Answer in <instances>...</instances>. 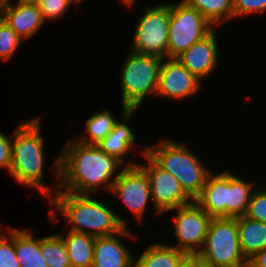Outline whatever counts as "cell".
Returning <instances> with one entry per match:
<instances>
[{
    "mask_svg": "<svg viewBox=\"0 0 266 267\" xmlns=\"http://www.w3.org/2000/svg\"><path fill=\"white\" fill-rule=\"evenodd\" d=\"M65 145L52 164V168L56 170L55 179L59 181L58 184L51 183L56 186L54 193L66 191L92 195L104 184L105 188L111 190L120 173L119 171L114 177L122 166L120 161L106 154L97 145H85L75 139L68 140Z\"/></svg>",
    "mask_w": 266,
    "mask_h": 267,
    "instance_id": "obj_1",
    "label": "cell"
},
{
    "mask_svg": "<svg viewBox=\"0 0 266 267\" xmlns=\"http://www.w3.org/2000/svg\"><path fill=\"white\" fill-rule=\"evenodd\" d=\"M50 197V204L56 206L70 224V231L93 237L108 236L127 227L125 220L111 210L110 201L102 203L91 195H80L57 191Z\"/></svg>",
    "mask_w": 266,
    "mask_h": 267,
    "instance_id": "obj_2",
    "label": "cell"
},
{
    "mask_svg": "<svg viewBox=\"0 0 266 267\" xmlns=\"http://www.w3.org/2000/svg\"><path fill=\"white\" fill-rule=\"evenodd\" d=\"M38 117L19 124L12 135V165L10 175L27 187L52 197V189L44 185V139Z\"/></svg>",
    "mask_w": 266,
    "mask_h": 267,
    "instance_id": "obj_3",
    "label": "cell"
},
{
    "mask_svg": "<svg viewBox=\"0 0 266 267\" xmlns=\"http://www.w3.org/2000/svg\"><path fill=\"white\" fill-rule=\"evenodd\" d=\"M147 148V155L164 171L178 179L183 191L195 200L202 192L211 172L186 145L162 140Z\"/></svg>",
    "mask_w": 266,
    "mask_h": 267,
    "instance_id": "obj_4",
    "label": "cell"
},
{
    "mask_svg": "<svg viewBox=\"0 0 266 267\" xmlns=\"http://www.w3.org/2000/svg\"><path fill=\"white\" fill-rule=\"evenodd\" d=\"M162 58L130 51L121 68L122 117L130 120L149 94L156 95Z\"/></svg>",
    "mask_w": 266,
    "mask_h": 267,
    "instance_id": "obj_5",
    "label": "cell"
},
{
    "mask_svg": "<svg viewBox=\"0 0 266 267\" xmlns=\"http://www.w3.org/2000/svg\"><path fill=\"white\" fill-rule=\"evenodd\" d=\"M198 255L215 267H247L239 245L237 218H212Z\"/></svg>",
    "mask_w": 266,
    "mask_h": 267,
    "instance_id": "obj_6",
    "label": "cell"
},
{
    "mask_svg": "<svg viewBox=\"0 0 266 267\" xmlns=\"http://www.w3.org/2000/svg\"><path fill=\"white\" fill-rule=\"evenodd\" d=\"M214 30L210 22L195 8L169 2L168 58H177L194 43Z\"/></svg>",
    "mask_w": 266,
    "mask_h": 267,
    "instance_id": "obj_7",
    "label": "cell"
},
{
    "mask_svg": "<svg viewBox=\"0 0 266 267\" xmlns=\"http://www.w3.org/2000/svg\"><path fill=\"white\" fill-rule=\"evenodd\" d=\"M169 3L147 7L135 26L133 52L168 58Z\"/></svg>",
    "mask_w": 266,
    "mask_h": 267,
    "instance_id": "obj_8",
    "label": "cell"
},
{
    "mask_svg": "<svg viewBox=\"0 0 266 267\" xmlns=\"http://www.w3.org/2000/svg\"><path fill=\"white\" fill-rule=\"evenodd\" d=\"M172 211L177 212L174 219V233L178 244L174 247L186 254L197 255L204 246L212 217L194 200L167 213Z\"/></svg>",
    "mask_w": 266,
    "mask_h": 267,
    "instance_id": "obj_9",
    "label": "cell"
},
{
    "mask_svg": "<svg viewBox=\"0 0 266 267\" xmlns=\"http://www.w3.org/2000/svg\"><path fill=\"white\" fill-rule=\"evenodd\" d=\"M147 165H138L145 171L150 185L151 199L157 215L189 204L193 200L183 191L177 178L160 168L148 155L147 148L142 150Z\"/></svg>",
    "mask_w": 266,
    "mask_h": 267,
    "instance_id": "obj_10",
    "label": "cell"
},
{
    "mask_svg": "<svg viewBox=\"0 0 266 267\" xmlns=\"http://www.w3.org/2000/svg\"><path fill=\"white\" fill-rule=\"evenodd\" d=\"M139 219H142L150 200V185L145 171L136 163L130 162L120 170L110 190Z\"/></svg>",
    "mask_w": 266,
    "mask_h": 267,
    "instance_id": "obj_11",
    "label": "cell"
},
{
    "mask_svg": "<svg viewBox=\"0 0 266 267\" xmlns=\"http://www.w3.org/2000/svg\"><path fill=\"white\" fill-rule=\"evenodd\" d=\"M166 60L163 59L160 66L156 96L180 100L197 93L201 88V80L176 58Z\"/></svg>",
    "mask_w": 266,
    "mask_h": 267,
    "instance_id": "obj_12",
    "label": "cell"
},
{
    "mask_svg": "<svg viewBox=\"0 0 266 267\" xmlns=\"http://www.w3.org/2000/svg\"><path fill=\"white\" fill-rule=\"evenodd\" d=\"M130 228L124 227L120 232L108 236L95 237L92 267H132L134 257L130 249L124 246L121 238H137L130 232Z\"/></svg>",
    "mask_w": 266,
    "mask_h": 267,
    "instance_id": "obj_13",
    "label": "cell"
},
{
    "mask_svg": "<svg viewBox=\"0 0 266 267\" xmlns=\"http://www.w3.org/2000/svg\"><path fill=\"white\" fill-rule=\"evenodd\" d=\"M216 29L202 40L194 43L176 59L192 74L202 81L214 72L219 54L216 40Z\"/></svg>",
    "mask_w": 266,
    "mask_h": 267,
    "instance_id": "obj_14",
    "label": "cell"
},
{
    "mask_svg": "<svg viewBox=\"0 0 266 267\" xmlns=\"http://www.w3.org/2000/svg\"><path fill=\"white\" fill-rule=\"evenodd\" d=\"M8 1L0 5V17L20 37L28 39L38 32L44 20L37 5L12 4Z\"/></svg>",
    "mask_w": 266,
    "mask_h": 267,
    "instance_id": "obj_15",
    "label": "cell"
},
{
    "mask_svg": "<svg viewBox=\"0 0 266 267\" xmlns=\"http://www.w3.org/2000/svg\"><path fill=\"white\" fill-rule=\"evenodd\" d=\"M194 201L212 218L226 217V171L216 175L210 173Z\"/></svg>",
    "mask_w": 266,
    "mask_h": 267,
    "instance_id": "obj_16",
    "label": "cell"
},
{
    "mask_svg": "<svg viewBox=\"0 0 266 267\" xmlns=\"http://www.w3.org/2000/svg\"><path fill=\"white\" fill-rule=\"evenodd\" d=\"M237 229L240 249L247 261L266 248V223L241 216L237 217Z\"/></svg>",
    "mask_w": 266,
    "mask_h": 267,
    "instance_id": "obj_17",
    "label": "cell"
},
{
    "mask_svg": "<svg viewBox=\"0 0 266 267\" xmlns=\"http://www.w3.org/2000/svg\"><path fill=\"white\" fill-rule=\"evenodd\" d=\"M253 191V182H246L226 171V217L244 216Z\"/></svg>",
    "mask_w": 266,
    "mask_h": 267,
    "instance_id": "obj_18",
    "label": "cell"
},
{
    "mask_svg": "<svg viewBox=\"0 0 266 267\" xmlns=\"http://www.w3.org/2000/svg\"><path fill=\"white\" fill-rule=\"evenodd\" d=\"M126 122H119L114 124V127L109 131L104 139H102L97 146L106 154L115 157L122 164L126 162L125 155L129 153L135 141V134L132 129L125 124Z\"/></svg>",
    "mask_w": 266,
    "mask_h": 267,
    "instance_id": "obj_19",
    "label": "cell"
},
{
    "mask_svg": "<svg viewBox=\"0 0 266 267\" xmlns=\"http://www.w3.org/2000/svg\"><path fill=\"white\" fill-rule=\"evenodd\" d=\"M29 230L14 228L16 257L21 267H48L41 254V237L34 238Z\"/></svg>",
    "mask_w": 266,
    "mask_h": 267,
    "instance_id": "obj_20",
    "label": "cell"
},
{
    "mask_svg": "<svg viewBox=\"0 0 266 267\" xmlns=\"http://www.w3.org/2000/svg\"><path fill=\"white\" fill-rule=\"evenodd\" d=\"M59 235L65 243L71 267H92L95 237L70 230L66 237Z\"/></svg>",
    "mask_w": 266,
    "mask_h": 267,
    "instance_id": "obj_21",
    "label": "cell"
},
{
    "mask_svg": "<svg viewBox=\"0 0 266 267\" xmlns=\"http://www.w3.org/2000/svg\"><path fill=\"white\" fill-rule=\"evenodd\" d=\"M187 254L173 245L154 243L134 260L135 267H178Z\"/></svg>",
    "mask_w": 266,
    "mask_h": 267,
    "instance_id": "obj_22",
    "label": "cell"
},
{
    "mask_svg": "<svg viewBox=\"0 0 266 267\" xmlns=\"http://www.w3.org/2000/svg\"><path fill=\"white\" fill-rule=\"evenodd\" d=\"M197 9L209 22L215 26L233 18V0H183Z\"/></svg>",
    "mask_w": 266,
    "mask_h": 267,
    "instance_id": "obj_23",
    "label": "cell"
},
{
    "mask_svg": "<svg viewBox=\"0 0 266 267\" xmlns=\"http://www.w3.org/2000/svg\"><path fill=\"white\" fill-rule=\"evenodd\" d=\"M117 120L109 110L96 112L85 121L86 132L89 136L76 140L85 145H97L113 129Z\"/></svg>",
    "mask_w": 266,
    "mask_h": 267,
    "instance_id": "obj_24",
    "label": "cell"
},
{
    "mask_svg": "<svg viewBox=\"0 0 266 267\" xmlns=\"http://www.w3.org/2000/svg\"><path fill=\"white\" fill-rule=\"evenodd\" d=\"M41 254L48 267H71L65 243L59 234L41 238Z\"/></svg>",
    "mask_w": 266,
    "mask_h": 267,
    "instance_id": "obj_25",
    "label": "cell"
},
{
    "mask_svg": "<svg viewBox=\"0 0 266 267\" xmlns=\"http://www.w3.org/2000/svg\"><path fill=\"white\" fill-rule=\"evenodd\" d=\"M21 42L20 37L0 17V58L5 61L11 59Z\"/></svg>",
    "mask_w": 266,
    "mask_h": 267,
    "instance_id": "obj_26",
    "label": "cell"
},
{
    "mask_svg": "<svg viewBox=\"0 0 266 267\" xmlns=\"http://www.w3.org/2000/svg\"><path fill=\"white\" fill-rule=\"evenodd\" d=\"M0 224V267H21L15 253L14 228L8 234L1 232Z\"/></svg>",
    "mask_w": 266,
    "mask_h": 267,
    "instance_id": "obj_27",
    "label": "cell"
},
{
    "mask_svg": "<svg viewBox=\"0 0 266 267\" xmlns=\"http://www.w3.org/2000/svg\"><path fill=\"white\" fill-rule=\"evenodd\" d=\"M244 216L266 223V188L263 185L253 191Z\"/></svg>",
    "mask_w": 266,
    "mask_h": 267,
    "instance_id": "obj_28",
    "label": "cell"
},
{
    "mask_svg": "<svg viewBox=\"0 0 266 267\" xmlns=\"http://www.w3.org/2000/svg\"><path fill=\"white\" fill-rule=\"evenodd\" d=\"M79 3L78 0H41L38 7L40 9L44 22L61 18L73 3Z\"/></svg>",
    "mask_w": 266,
    "mask_h": 267,
    "instance_id": "obj_29",
    "label": "cell"
},
{
    "mask_svg": "<svg viewBox=\"0 0 266 267\" xmlns=\"http://www.w3.org/2000/svg\"><path fill=\"white\" fill-rule=\"evenodd\" d=\"M265 11L266 0H233V19Z\"/></svg>",
    "mask_w": 266,
    "mask_h": 267,
    "instance_id": "obj_30",
    "label": "cell"
},
{
    "mask_svg": "<svg viewBox=\"0 0 266 267\" xmlns=\"http://www.w3.org/2000/svg\"><path fill=\"white\" fill-rule=\"evenodd\" d=\"M12 165V138L0 131V168L10 173Z\"/></svg>",
    "mask_w": 266,
    "mask_h": 267,
    "instance_id": "obj_31",
    "label": "cell"
},
{
    "mask_svg": "<svg viewBox=\"0 0 266 267\" xmlns=\"http://www.w3.org/2000/svg\"><path fill=\"white\" fill-rule=\"evenodd\" d=\"M247 267H266V248L251 257Z\"/></svg>",
    "mask_w": 266,
    "mask_h": 267,
    "instance_id": "obj_32",
    "label": "cell"
},
{
    "mask_svg": "<svg viewBox=\"0 0 266 267\" xmlns=\"http://www.w3.org/2000/svg\"><path fill=\"white\" fill-rule=\"evenodd\" d=\"M178 267H196V255L187 254Z\"/></svg>",
    "mask_w": 266,
    "mask_h": 267,
    "instance_id": "obj_33",
    "label": "cell"
},
{
    "mask_svg": "<svg viewBox=\"0 0 266 267\" xmlns=\"http://www.w3.org/2000/svg\"><path fill=\"white\" fill-rule=\"evenodd\" d=\"M196 267H215L213 264L202 259L198 254L196 255Z\"/></svg>",
    "mask_w": 266,
    "mask_h": 267,
    "instance_id": "obj_34",
    "label": "cell"
},
{
    "mask_svg": "<svg viewBox=\"0 0 266 267\" xmlns=\"http://www.w3.org/2000/svg\"><path fill=\"white\" fill-rule=\"evenodd\" d=\"M18 4H23V5H39L41 0H17Z\"/></svg>",
    "mask_w": 266,
    "mask_h": 267,
    "instance_id": "obj_35",
    "label": "cell"
},
{
    "mask_svg": "<svg viewBox=\"0 0 266 267\" xmlns=\"http://www.w3.org/2000/svg\"><path fill=\"white\" fill-rule=\"evenodd\" d=\"M126 6L131 7L136 2V0H121Z\"/></svg>",
    "mask_w": 266,
    "mask_h": 267,
    "instance_id": "obj_36",
    "label": "cell"
},
{
    "mask_svg": "<svg viewBox=\"0 0 266 267\" xmlns=\"http://www.w3.org/2000/svg\"><path fill=\"white\" fill-rule=\"evenodd\" d=\"M8 1H11V0H0V5L5 4V3H7Z\"/></svg>",
    "mask_w": 266,
    "mask_h": 267,
    "instance_id": "obj_37",
    "label": "cell"
}]
</instances>
